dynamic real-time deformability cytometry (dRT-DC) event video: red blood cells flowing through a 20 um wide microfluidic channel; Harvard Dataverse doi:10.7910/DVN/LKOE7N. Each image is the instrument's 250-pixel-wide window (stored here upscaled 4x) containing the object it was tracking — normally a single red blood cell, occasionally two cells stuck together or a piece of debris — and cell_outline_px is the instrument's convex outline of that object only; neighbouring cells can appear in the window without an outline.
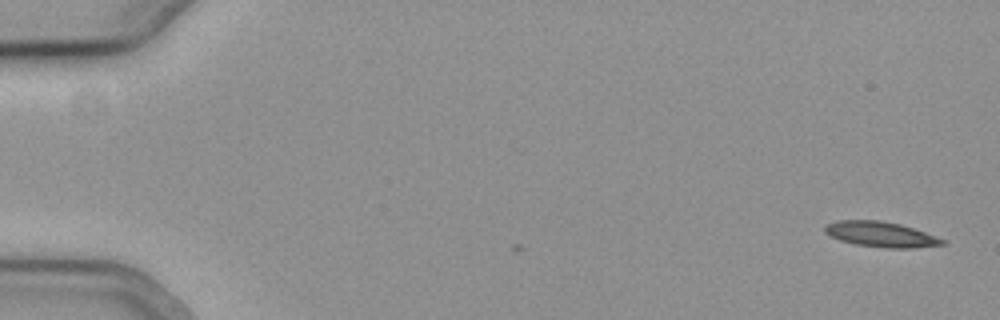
{"species": "common noctule bat (a hibernating species)", "species_latin": "Nyctalus noctula", "temperature_condition": "cold", "stored_images_in_passage": 4, "camera_frame_rate_fps": 3000, "um_per_image_px": 0.085, "animal": {"sex": "female", "body_mass_g": 19.3, "forearm_length_mm": 54.1}, "frame": {"image": 1, "passage_image": 1, "time_ms": 0.0, "image_size_px": [1000, 320], "cell_outline_px": [[948, 244], [916, 248], [884, 248], [856, 244], [840, 240], [824, 232], [824, 228], [828, 224], [836, 220], [880, 220], [900, 224], [924, 232], [944, 240]], "centroid_in_image_um": [74.88, 19.92], "position_along_channel_um": 10.1, "area_um2": 17.22}}